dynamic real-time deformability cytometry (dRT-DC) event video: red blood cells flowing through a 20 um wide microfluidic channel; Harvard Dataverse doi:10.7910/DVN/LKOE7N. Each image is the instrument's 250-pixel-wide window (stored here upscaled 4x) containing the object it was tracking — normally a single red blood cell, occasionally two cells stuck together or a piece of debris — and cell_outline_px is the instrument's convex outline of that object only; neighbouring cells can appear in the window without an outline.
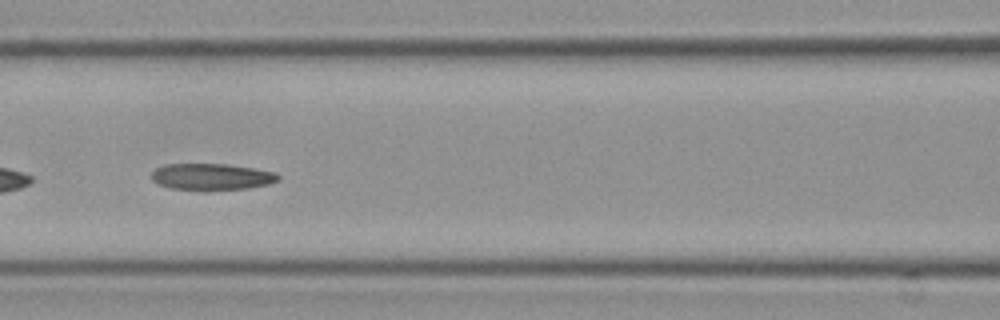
{"species": "Egyptian fruit bat (a non-hibernating species)", "species_latin": "Rousettus aegyptiacus", "temperature_condition": "cold", "stored_images_in_passage": 57, "segment_of_instrument_passage": [2, 2], "camera_frame_rate_fps": 3000, "um_per_image_px": 0.085, "frame": {"image": 1, "passage_image": 26, "time_ms": 8.333, "image_size_px": [1000, 320], "cell_outline_px": [[280, 180], [268, 184], [248, 188], [204, 192], [168, 188], [156, 184], [152, 180], [152, 172], [156, 168], [164, 164], [224, 164], [252, 168], [276, 172], [280, 176]], "centroid_in_image_um": [17.95, 15.06], "position_along_channel_um": 148.6, "area_um2": 20.17}}
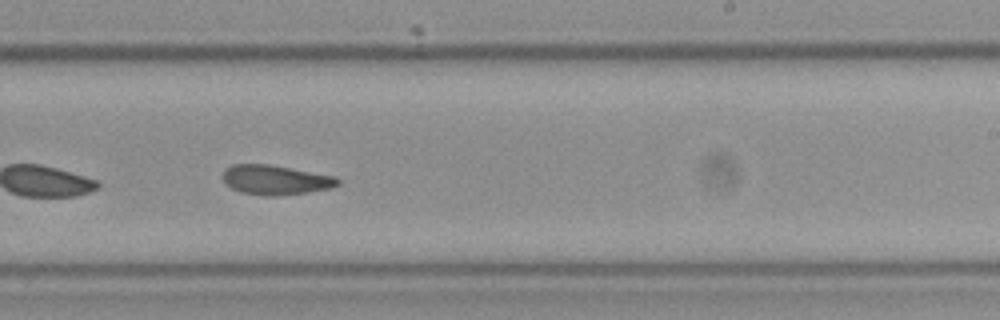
{"frame": {"image": 2, "passage_image": 36, "time_ms": 11.667, "image_size_px": [1000, 320], "cell_outline_px": [[340, 184], [328, 188], [308, 192], [272, 196], [268, 196], [240, 192], [224, 184], [224, 172], [232, 164], [268, 164], [336, 176], [340, 180]], "centroid_in_image_um": [23.42, 15.29], "position_along_channel_um": 265.6, "area_um2": 19.65}}
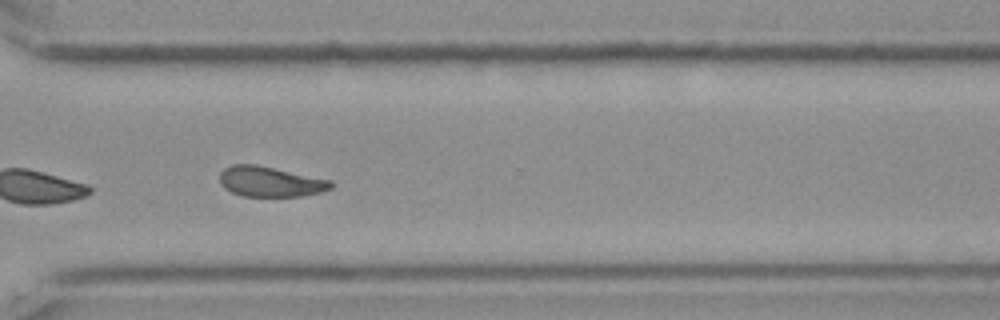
{"frame": {"image": 3, "passage_image": 43, "time_ms": 14.0, "image_size_px": [1000, 320], "cell_outline_px": [[332, 188], [320, 192], [300, 196], [244, 196], [232, 192], [224, 188], [220, 184], [220, 172], [224, 168], [232, 164], [256, 164], [332, 180]], "centroid_in_image_um": [22.95, 15.43], "position_along_channel_um": 347.6, "area_um2": 19.59}}